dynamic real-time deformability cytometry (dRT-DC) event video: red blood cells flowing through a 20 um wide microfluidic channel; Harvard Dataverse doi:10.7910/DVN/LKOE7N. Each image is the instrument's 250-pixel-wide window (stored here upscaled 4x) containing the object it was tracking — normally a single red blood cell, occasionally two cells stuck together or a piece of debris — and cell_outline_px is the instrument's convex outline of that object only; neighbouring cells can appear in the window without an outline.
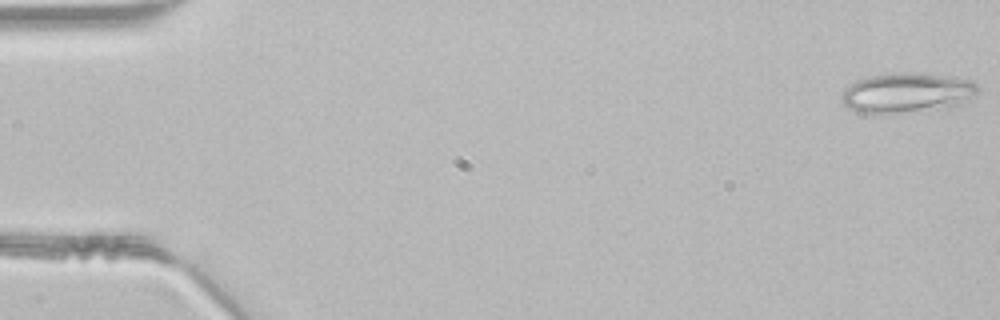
{"species": "common noctule bat (a hibernating species)", "species_latin": "Nyctalus noctula", "temperature_condition": "room temperature", "stored_images_in_passage": 11, "camera_frame_rate_fps": 3000, "um_per_image_px": 0.085, "animal": {"sex": "male", "body_mass_g": 21.5, "forearm_length_mm": 52.0}, "frame": {"image": 1, "passage_image": 1, "time_ms": 0.0, "image_size_px": [1000, 320], "cell_outline_px": [[980, 92], [956, 104], [888, 116], [856, 112], [848, 108], [844, 104], [840, 96], [844, 88], [856, 80], [872, 76], [900, 72], [924, 72], [972, 80], [980, 88]], "centroid_in_image_um": [77.01, 7.89], "position_along_channel_um": 8.0, "area_um2": 32.08}}